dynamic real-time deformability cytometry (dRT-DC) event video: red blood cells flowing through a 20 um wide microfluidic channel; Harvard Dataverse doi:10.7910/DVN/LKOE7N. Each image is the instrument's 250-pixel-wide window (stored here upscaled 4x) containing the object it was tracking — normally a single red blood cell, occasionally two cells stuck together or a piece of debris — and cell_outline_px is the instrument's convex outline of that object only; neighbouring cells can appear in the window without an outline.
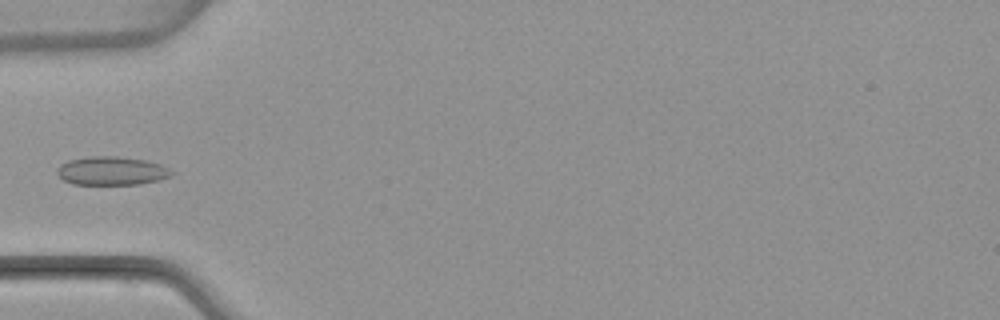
{"species": "common noctule bat (a hibernating species)", "species_latin": "Nyctalus noctula", "temperature_condition": "warm", "stored_images_in_passage": 4, "camera_frame_rate_fps": 3000, "um_per_image_px": 0.085, "animal": {"sex": "female", "body_mass_g": 22.7, "forearm_length_mm": 54.2}, "frame": {"image": 1, "passage_image": 4, "time_ms": 3.667, "image_size_px": [1000, 320], "cell_outline_px": [[172, 172], [168, 176], [160, 180], [140, 184], [72, 184], [64, 180], [56, 172], [60, 164], [68, 160], [92, 156], [116, 156], [144, 160], [160, 164], [168, 168]], "centroid_in_image_um": [9.46, 14.52], "position_along_channel_um": 75.5, "area_um2": 18.84}}